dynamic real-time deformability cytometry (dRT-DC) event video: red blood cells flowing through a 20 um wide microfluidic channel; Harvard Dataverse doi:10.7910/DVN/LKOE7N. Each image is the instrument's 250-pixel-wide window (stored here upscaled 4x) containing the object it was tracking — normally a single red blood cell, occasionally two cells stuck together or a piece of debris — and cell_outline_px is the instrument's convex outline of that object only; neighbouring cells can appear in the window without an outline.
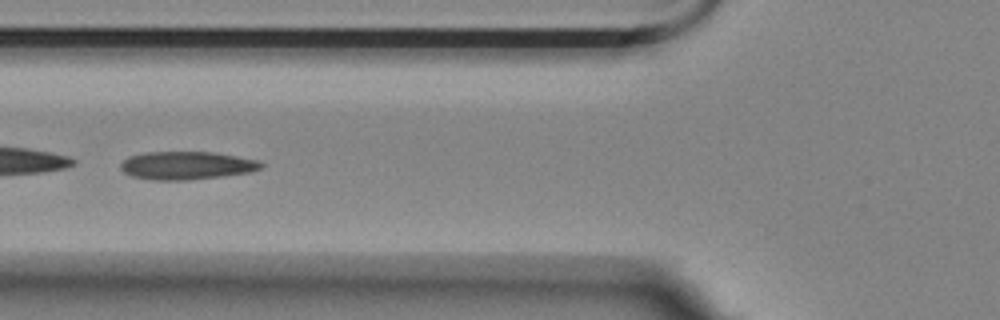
{"species": "Egyptian fruit bat (a non-hibernating species)", "species_latin": "Rousettus aegyptiacus", "temperature_condition": "room temperature", "stored_images_in_passage": 43, "camera_frame_rate_fps": 3000, "um_per_image_px": 0.085, "animal": {"sex": "female"}, "frame": {"image": 1, "passage_image": 20, "time_ms": 6.333, "image_size_px": [1000, 320], "cell_outline_px": [[264, 164], [260, 168], [252, 172], [224, 176], [188, 180], [152, 180], [132, 176], [124, 172], [120, 168], [120, 164], [128, 156], [144, 152], [212, 152], [260, 160]], "centroid_in_image_um": [15.87, 14.07], "position_along_channel_um": 109.9, "area_um2": 23.12}}
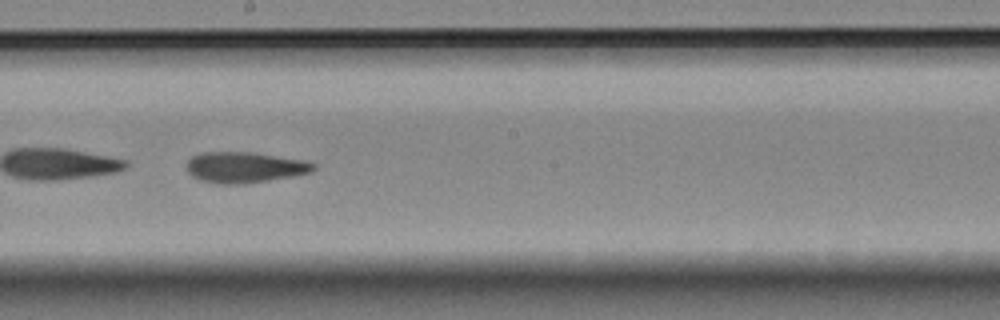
{"frame": {"image": 2, "passage_image": 30, "time_ms": 9.667, "image_size_px": [1000, 320], "cell_outline_px": [[316, 168], [312, 172], [292, 176], [244, 184], [220, 184], [200, 180], [192, 176], [188, 172], [188, 160], [192, 156], [200, 152], [252, 152], [304, 160], [316, 164]], "centroid_in_image_um": [20.8, 14.22], "position_along_channel_um": 227.4, "area_um2": 22.77}}
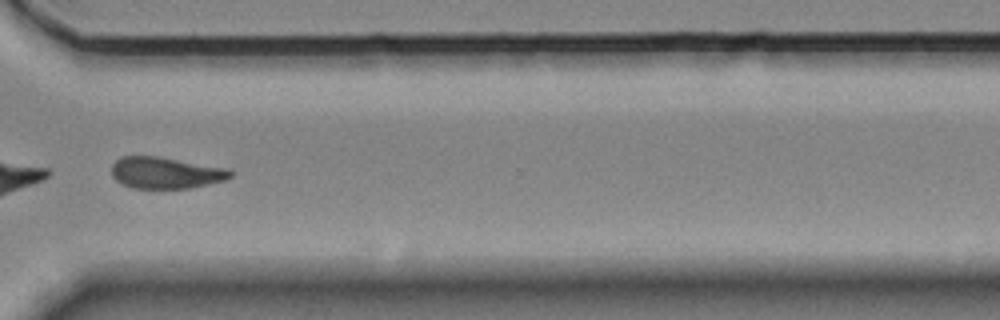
{"frame": {"image": 3, "passage_image": 41, "time_ms": 13.333, "image_size_px": [1000, 320], "cell_outline_px": [[232, 176], [224, 180], [208, 184], [188, 188], [132, 188], [120, 184], [112, 176], [112, 164], [120, 156], [156, 156], [228, 168], [232, 172]], "centroid_in_image_um": [14.04, 14.69], "position_along_channel_um": 356.6, "area_um2": 21.79}, "authors_computed_cell_mechanics": {"area_um2": 23.12, "velocity_mm_per_s": 3.5175, "shape_relaxation_time_tau1_ms": null, "shape_relaxation_time_tau2_ms": 4.8096, "deformation_change_tau1": null, "deformation_change_tau2": 0.1013}}